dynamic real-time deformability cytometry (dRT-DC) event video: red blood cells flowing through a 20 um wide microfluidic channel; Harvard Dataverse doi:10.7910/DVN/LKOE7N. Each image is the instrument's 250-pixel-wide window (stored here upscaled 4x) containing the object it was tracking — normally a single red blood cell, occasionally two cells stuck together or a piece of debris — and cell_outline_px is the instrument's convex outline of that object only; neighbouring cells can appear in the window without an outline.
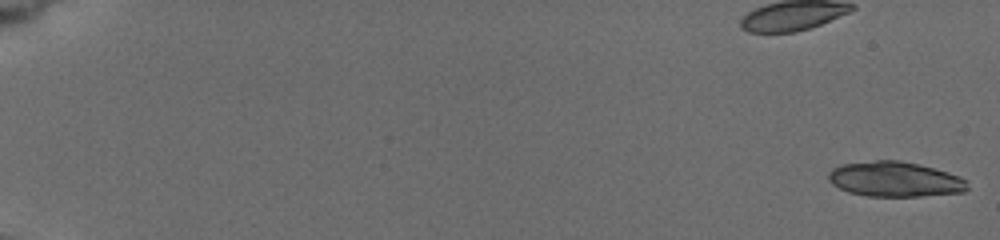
{"species": "common noctule bat (a hibernating species)", "species_latin": "Nyctalus noctula", "temperature_condition": "cold", "stored_images_in_passage": 23, "camera_frame_rate_fps": 3000, "um_per_image_px": 0.085, "animal": {"sex": "female", "body_mass_g": 19.5, "forearm_length_mm": 54.1}, "frame": {"image": 1, "passage_image": 1, "time_ms": 0.0, "image_size_px": [1000, 240], "cell_outline_px": [[968, 188], [964, 192], [920, 196], [868, 196], [848, 192], [832, 184], [828, 180], [828, 172], [832, 168], [840, 164], [876, 160], [900, 160], [948, 172], [960, 176], [968, 180]], "centroid_in_image_um": [76.06, 15.23], "position_along_channel_um": 8.9, "area_um2": 28.5}}
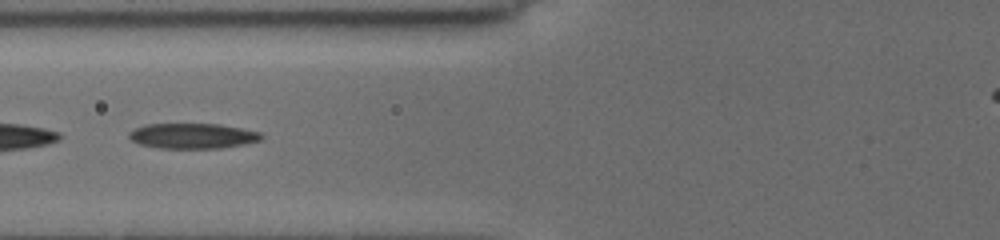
{"frame": {"image": 2, "passage_image": 17, "time_ms": 8.0, "image_size_px": [1000, 240], "cell_outline_px": [[264, 136], [260, 140], [244, 144], [220, 148], [156, 148], [140, 144], [132, 140], [128, 136], [128, 132], [144, 124], [220, 124], [260, 132]], "centroid_in_image_um": [16.36, 11.55], "position_along_channel_um": 109.4, "area_um2": 19.48}}
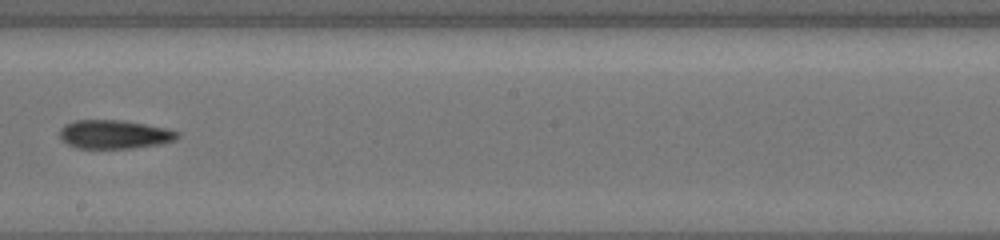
{"frame": {"image": 3, "passage_image": 23, "time_ms": 11.333, "image_size_px": [1000, 240], "cell_outline_px": [[180, 136], [176, 140], [160, 144], [132, 148], [76, 148], [60, 140], [60, 128], [64, 124], [72, 120], [120, 120], [168, 128], [180, 132]], "centroid_in_image_um": [9.72, 11.42], "position_along_channel_um": 238.5, "area_um2": 19.88}}